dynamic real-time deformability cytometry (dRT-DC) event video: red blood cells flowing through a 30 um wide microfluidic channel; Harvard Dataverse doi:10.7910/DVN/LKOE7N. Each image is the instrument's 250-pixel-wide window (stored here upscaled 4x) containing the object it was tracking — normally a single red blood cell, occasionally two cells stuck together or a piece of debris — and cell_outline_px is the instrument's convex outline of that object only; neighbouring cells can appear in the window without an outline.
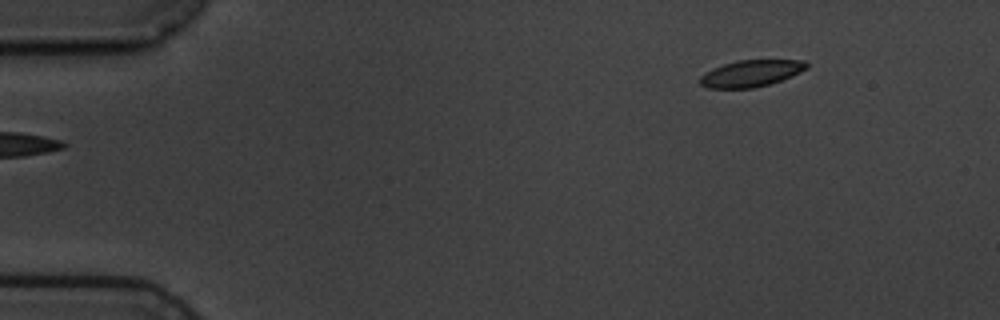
{"species": "common noctule bat (a hibernating species)", "species_latin": "Nyctalus noctula", "temperature_condition": "cold", "stored_images_in_passage": 5, "camera_frame_rate_fps": 3000, "um_per_image_px": 0.085, "animal": {"sex": "male", "body_mass_g": 19.5, "forearm_length_mm": 54.6}, "frame": {"image": 1, "passage_image": 5, "time_ms": 6.0, "image_size_px": [1000, 320], "cell_outline_px": [[808, 68], [800, 72], [780, 80], [768, 84], [752, 88], [708, 88], [700, 84], [700, 76], [712, 68], [724, 64], [740, 60], [804, 60], [808, 64]], "centroid_in_image_um": [63.83, 6.23], "position_along_channel_um": 21.2, "area_um2": 16.36}}